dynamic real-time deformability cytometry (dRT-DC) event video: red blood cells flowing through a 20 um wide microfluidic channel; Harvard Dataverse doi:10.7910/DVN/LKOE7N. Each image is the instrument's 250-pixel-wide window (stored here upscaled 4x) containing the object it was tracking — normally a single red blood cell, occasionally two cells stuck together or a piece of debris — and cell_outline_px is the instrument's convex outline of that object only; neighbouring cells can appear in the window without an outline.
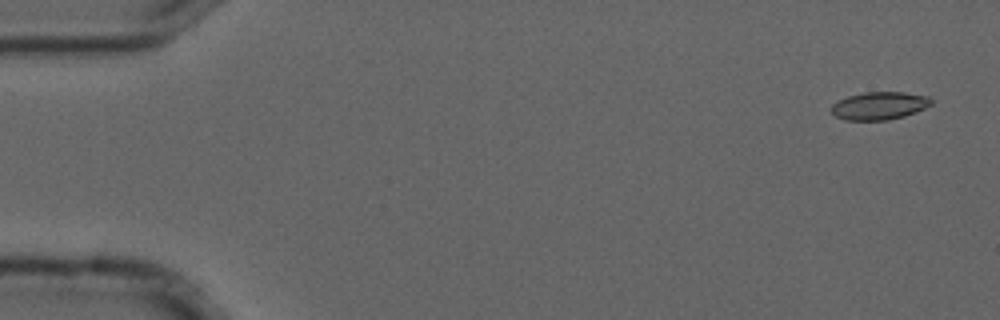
{"species": "common noctule bat (a hibernating species)", "species_latin": "Nyctalus noctula", "temperature_condition": "cold", "stored_images_in_passage": 4, "camera_frame_rate_fps": 3000, "um_per_image_px": 0.085, "animal": {"sex": "male", "forearm_length_mm": 52.5}, "frame": {"image": 1, "passage_image": 1, "time_ms": 0.0, "image_size_px": [1000, 320], "cell_outline_px": [[932, 104], [916, 112], [904, 116], [888, 120], [844, 120], [836, 116], [832, 112], [832, 104], [836, 100], [848, 96], [864, 92], [904, 92], [928, 96], [932, 100]], "centroid_in_image_um": [74.74, 8.98], "position_along_channel_um": 10.3, "area_um2": 16.24}}
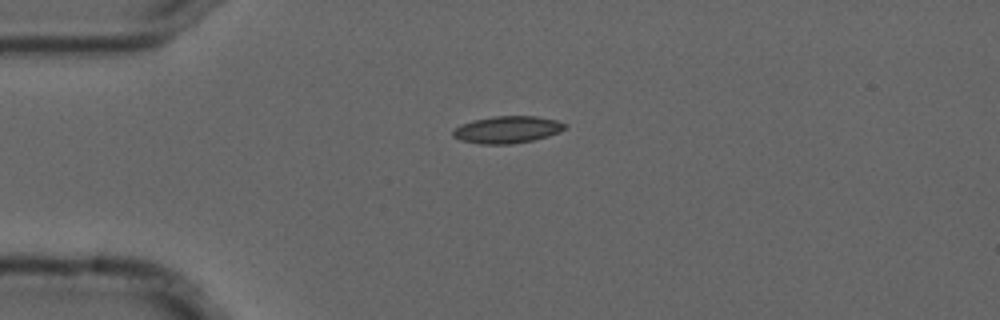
{"frame": {"image": 2, "passage_image": 4, "time_ms": 1.0, "image_size_px": [1000, 320], "cell_outline_px": [[568, 128], [560, 132], [548, 136], [532, 140], [512, 144], [480, 144], [460, 140], [452, 136], [452, 132], [460, 124], [472, 120], [492, 116], [536, 116], [556, 120], [568, 124]], "centroid_in_image_um": [43.13, 11.01], "position_along_channel_um": 41.9, "area_um2": 17.86}}